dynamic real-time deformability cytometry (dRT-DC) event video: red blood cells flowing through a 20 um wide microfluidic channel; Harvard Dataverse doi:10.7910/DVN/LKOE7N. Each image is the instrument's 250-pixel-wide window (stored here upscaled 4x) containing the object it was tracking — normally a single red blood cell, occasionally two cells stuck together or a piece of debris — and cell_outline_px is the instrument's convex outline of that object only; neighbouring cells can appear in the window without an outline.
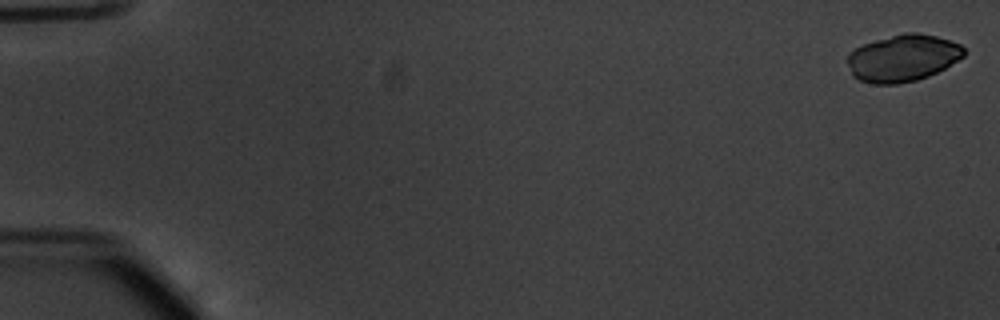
{"species": "common noctule bat (a hibernating species)", "species_latin": "Nyctalus noctula", "temperature_condition": "warm", "stored_images_in_passage": 54, "camera_frame_rate_fps": 3000, "um_per_image_px": 0.085, "animal": {"sex": "male", "body_mass_g": 20.1, "forearm_length_mm": 53.5}, "frame": {"image": 1, "passage_image": 1, "time_ms": 0.0, "image_size_px": [1000, 320], "cell_outline_px": [[964, 56], [944, 68], [928, 76], [916, 80], [896, 84], [872, 84], [860, 80], [852, 76], [848, 64], [848, 52], [864, 44], [876, 40], [904, 32], [916, 32], [936, 36], [960, 44], [964, 48]], "centroid_in_image_um": [76.72, 4.93], "position_along_channel_um": 8.3, "area_um2": 31.67}}